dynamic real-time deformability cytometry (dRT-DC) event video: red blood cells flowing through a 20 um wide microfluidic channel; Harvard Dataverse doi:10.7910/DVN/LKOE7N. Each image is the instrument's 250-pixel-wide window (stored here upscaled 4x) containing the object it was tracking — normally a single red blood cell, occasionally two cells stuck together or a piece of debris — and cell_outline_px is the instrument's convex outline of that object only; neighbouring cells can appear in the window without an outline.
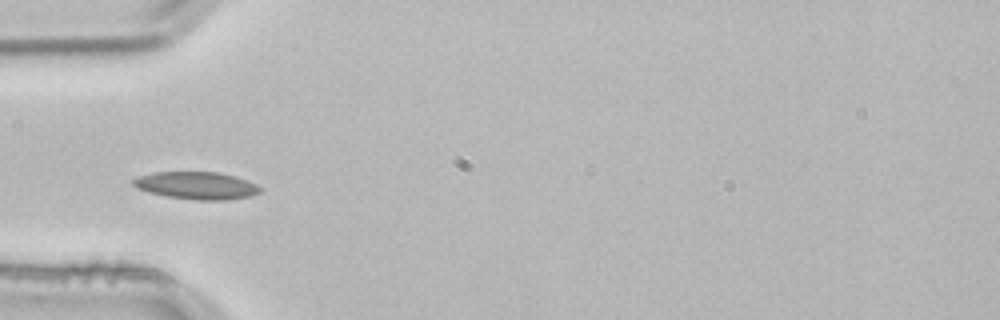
{"species": "common noctule bat (a hibernating species)", "species_latin": "Nyctalus noctula", "temperature_condition": "room temperature", "stored_images_in_passage": 2, "camera_frame_rate_fps": 3000, "um_per_image_px": 0.085, "animal": {"sex": "male", "body_mass_g": 21.5, "forearm_length_mm": 52.0}, "frame": {"image": 1, "passage_image": 2, "time_ms": 0.333, "image_size_px": [1000, 320], "cell_outline_px": [[264, 188], [260, 192], [252, 196], [224, 200], [200, 200], [164, 196], [148, 192], [136, 188], [132, 184], [132, 180], [140, 176], [152, 172], [220, 172], [256, 184]], "centroid_in_image_um": [16.7, 15.77], "position_along_channel_um": 68.3, "area_um2": 20.29}}